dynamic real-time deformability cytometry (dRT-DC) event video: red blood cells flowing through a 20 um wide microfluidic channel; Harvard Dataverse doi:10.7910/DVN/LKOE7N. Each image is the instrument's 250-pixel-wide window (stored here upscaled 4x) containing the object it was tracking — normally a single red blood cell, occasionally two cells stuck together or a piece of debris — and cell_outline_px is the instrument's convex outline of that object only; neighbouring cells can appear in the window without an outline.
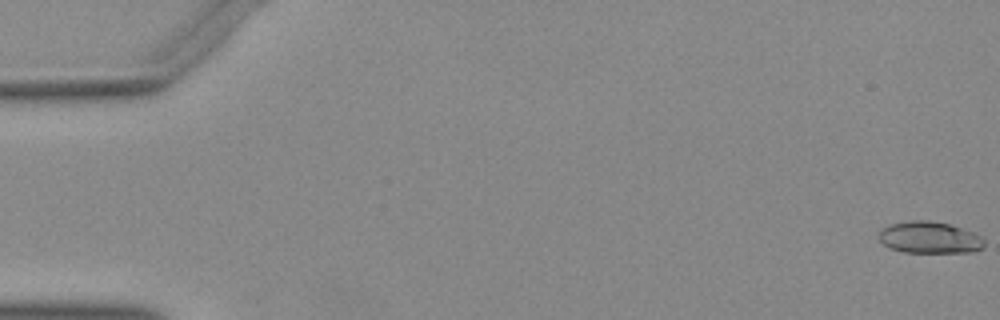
{"species": "Egyptian fruit bat (a non-hibernating species)", "species_latin": "Rousettus aegyptiacus", "temperature_condition": "warm", "stored_images_in_passage": 53, "camera_frame_rate_fps": 3000, "um_per_image_px": 0.085, "animal": {"sex": "female"}, "frame": {"image": 1, "passage_image": 1, "time_ms": 0.0, "image_size_px": [1000, 320], "cell_outline_px": [[984, 248], [972, 252], [904, 252], [888, 248], [880, 240], [880, 232], [888, 224], [912, 220], [928, 220], [948, 224], [976, 232], [984, 236]], "centroid_in_image_um": [79.06, 20.19], "position_along_channel_um": 5.9, "area_um2": 19.65}}
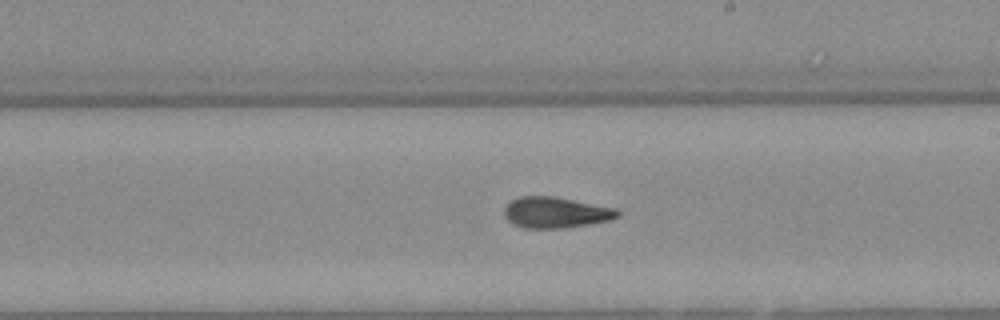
{"frame": {"image": 2, "passage_image": 31, "time_ms": 10.0, "image_size_px": [1000, 320], "cell_outline_px": [[620, 216], [608, 220], [588, 224], [564, 228], [524, 228], [512, 224], [504, 216], [504, 208], [512, 200], [520, 196], [556, 196], [616, 208], [620, 212]], "centroid_in_image_um": [47.23, 18.05], "position_along_channel_um": 241.8, "area_um2": 20.52}}
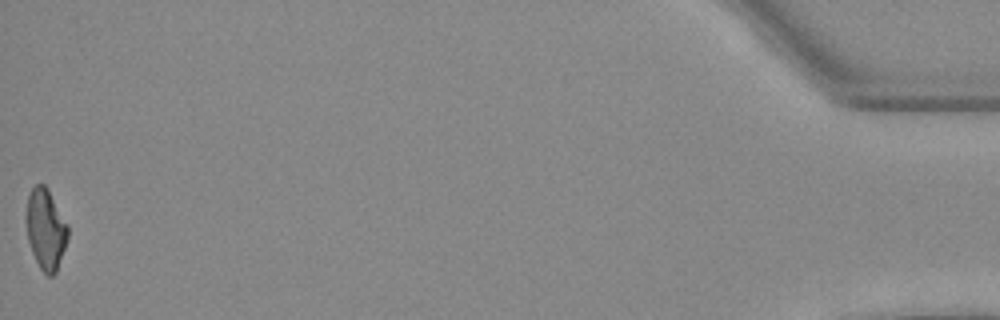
{"frame": {"image": 3, "passage_image": 53, "time_ms": 17.333, "image_size_px": [1000, 320], "cell_outline_px": [[68, 240], [56, 272], [52, 276], [48, 276], [40, 268], [32, 252], [28, 240], [24, 220], [24, 216], [28, 196], [32, 188], [36, 184], [44, 184], [48, 188], [68, 224]], "centroid_in_image_um": [3.87, 19.45], "position_along_channel_um": 431.3, "area_um2": 19.94}}